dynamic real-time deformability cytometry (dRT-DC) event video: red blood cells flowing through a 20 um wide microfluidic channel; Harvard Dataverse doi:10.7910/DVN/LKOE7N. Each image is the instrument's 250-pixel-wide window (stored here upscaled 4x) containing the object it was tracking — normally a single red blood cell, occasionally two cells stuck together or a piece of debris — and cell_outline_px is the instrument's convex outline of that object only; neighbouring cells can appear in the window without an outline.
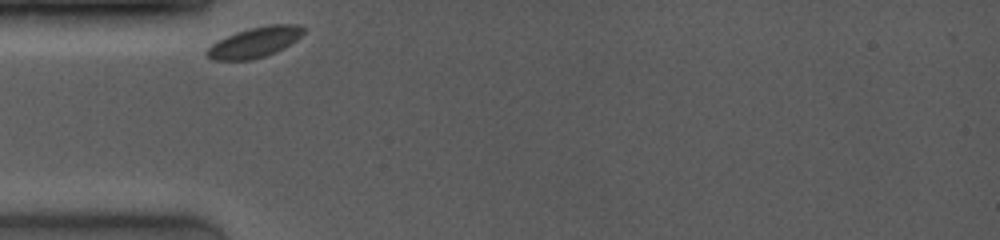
{"species": "common noctule bat (a hibernating species)", "species_latin": "Nyctalus noctula", "temperature_condition": "room temperature", "stored_images_in_passage": 48, "camera_frame_rate_fps": 4000, "um_per_image_px": 0.085, "animal": {"sex": "female", "body_mass_g": 19.0, "forearm_length_mm": 53.3}, "frame": {"image": 1, "passage_image": 1, "time_ms": 0.0, "image_size_px": [1000, 240], "cell_outline_px": [[304, 32], [296, 40], [284, 48], [264, 56], [252, 60], [212, 60], [204, 52], [212, 44], [236, 32], [268, 24], [300, 24], [304, 28]], "centroid_in_image_um": [21.67, 3.59], "position_along_channel_um": 63.3, "area_um2": 16.88}}
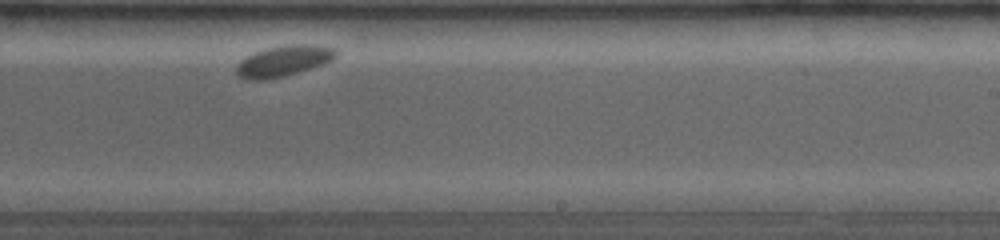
{"frame": {"image": 2, "passage_image": 30, "time_ms": 5.75, "image_size_px": [1000, 240], "cell_outline_px": [[336, 56], [332, 60], [324, 64], [300, 72], [284, 76], [264, 80], [248, 80], [240, 76], [236, 72], [236, 64], [240, 60], [256, 52], [268, 48], [292, 44], [312, 44], [332, 48], [336, 52]], "centroid_in_image_um": [24.1, 5.19], "position_along_channel_um": 264.9, "area_um2": 17.74}}
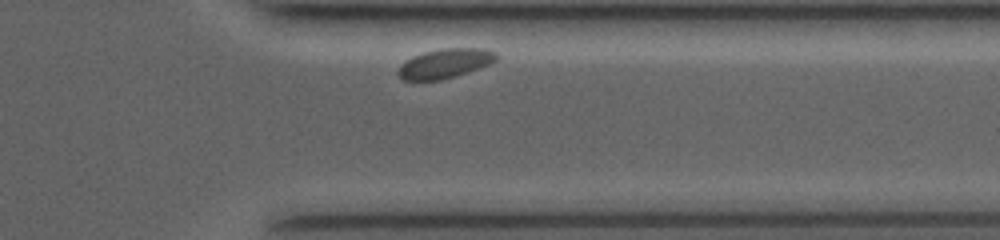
{"frame": {"image": 3, "passage_image": 45, "time_ms": 8.75, "image_size_px": [1000, 240], "cell_outline_px": [[500, 56], [496, 60], [488, 64], [468, 72], [456, 76], [440, 80], [404, 80], [396, 72], [400, 64], [412, 56], [424, 52], [440, 48], [488, 48], [496, 52]], "centroid_in_image_um": [37.84, 5.38], "position_along_channel_um": 373.6, "area_um2": 16.99}}